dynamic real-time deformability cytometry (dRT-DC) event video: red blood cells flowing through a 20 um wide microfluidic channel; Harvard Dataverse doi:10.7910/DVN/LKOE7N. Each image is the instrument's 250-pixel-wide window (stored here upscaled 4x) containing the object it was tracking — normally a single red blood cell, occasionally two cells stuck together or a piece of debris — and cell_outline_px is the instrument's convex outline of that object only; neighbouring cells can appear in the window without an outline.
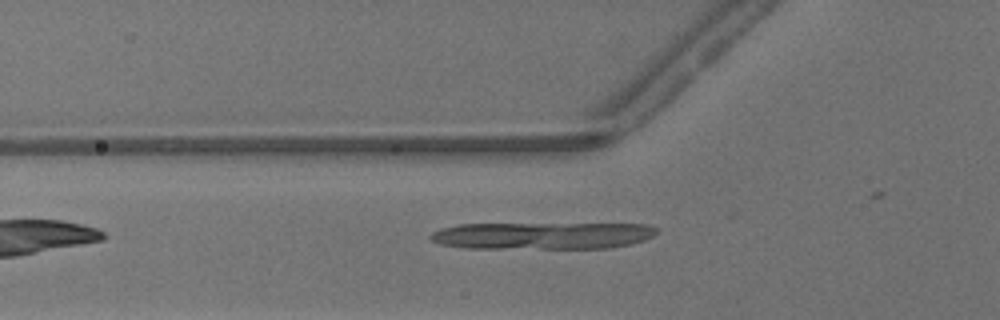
{"species": "common noctule bat (a hibernating species)", "species_latin": "Nyctalus noctula", "temperature_condition": "warm", "stored_images_in_passage": 8, "camera_frame_rate_fps": 3000, "um_per_image_px": 0.085, "animal": {"sex": "male", "body_mass_g": 13.3}, "frame": {"image": 1, "passage_image": 4, "time_ms": 1.0, "image_size_px": [1000, 320], "cell_outline_px": [[656, 232], [652, 236], [644, 240], [632, 244], [608, 248], [464, 248], [440, 244], [432, 240], [428, 236], [432, 232], [440, 228], [460, 224], [644, 224], [656, 228]], "centroid_in_image_um": [46.06, 20.03], "position_along_channel_um": 79.7, "area_um2": 35.6}}